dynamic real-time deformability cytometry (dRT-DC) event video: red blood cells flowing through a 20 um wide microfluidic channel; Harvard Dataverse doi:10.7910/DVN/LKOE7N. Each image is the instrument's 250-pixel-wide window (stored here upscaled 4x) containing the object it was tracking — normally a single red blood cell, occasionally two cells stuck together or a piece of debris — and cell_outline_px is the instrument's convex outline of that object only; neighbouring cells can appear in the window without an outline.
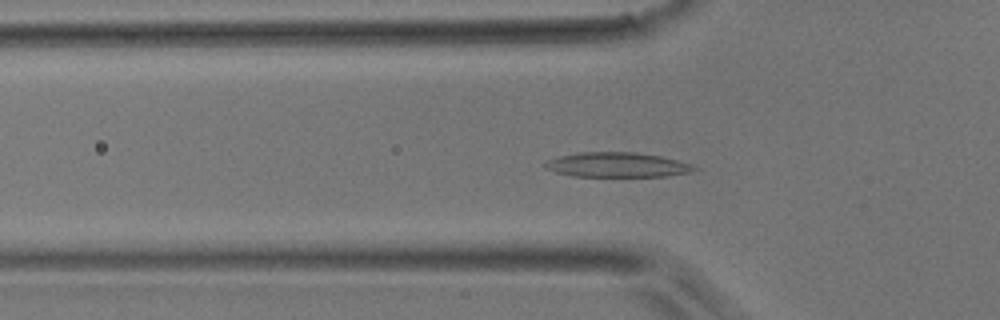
{"species": "common noctule bat (a hibernating species)", "species_latin": "Nyctalus noctula", "temperature_condition": "room temperature", "stored_images_in_passage": 49, "camera_frame_rate_fps": 3000, "um_per_image_px": 0.085, "animal": {"sex": "male", "body_mass_g": 17.9}, "frame": {"image": 1, "passage_image": 16, "time_ms": 5.0, "image_size_px": [1000, 320], "cell_outline_px": [[700, 168], [692, 172], [668, 176], [572, 176], [556, 172], [544, 168], [544, 164], [548, 160], [560, 156], [576, 152], [632, 152], [660, 156], [692, 164]], "centroid_in_image_um": [52.47, 14.01], "position_along_channel_um": 73.3, "area_um2": 21.5}}
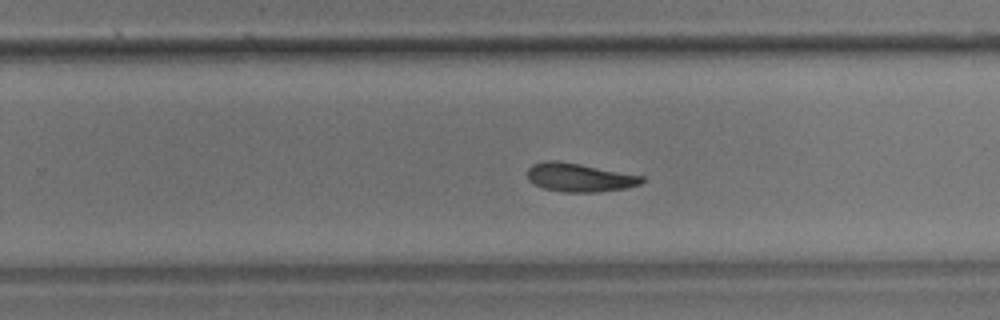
{"frame": {"image": 2, "passage_image": 31, "time_ms": 10.0, "image_size_px": [1000, 320], "cell_outline_px": [[644, 180], [640, 184], [624, 188], [600, 192], [564, 192], [544, 188], [532, 184], [528, 180], [528, 168], [532, 164], [544, 160], [556, 160], [580, 164], [644, 176]], "centroid_in_image_um": [49.21, 15.08], "position_along_channel_um": 280.6, "area_um2": 19.07}}
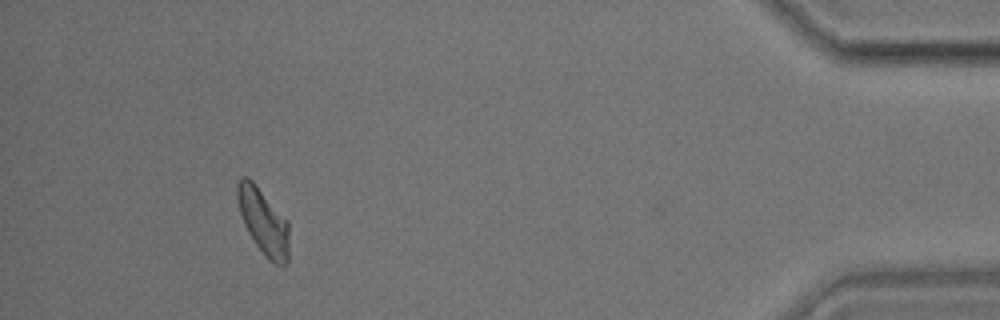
{"frame": {"image": 3, "passage_image": 45, "time_ms": 14.667, "image_size_px": [1000, 320], "cell_outline_px": [[288, 260], [284, 268], [268, 260], [264, 256], [248, 232], [244, 224], [240, 212], [236, 196], [236, 184], [244, 176], [248, 176], [252, 180], [288, 220]], "centroid_in_image_um": [22.39, 18.84], "position_along_channel_um": 412.8, "area_um2": 19.94}}